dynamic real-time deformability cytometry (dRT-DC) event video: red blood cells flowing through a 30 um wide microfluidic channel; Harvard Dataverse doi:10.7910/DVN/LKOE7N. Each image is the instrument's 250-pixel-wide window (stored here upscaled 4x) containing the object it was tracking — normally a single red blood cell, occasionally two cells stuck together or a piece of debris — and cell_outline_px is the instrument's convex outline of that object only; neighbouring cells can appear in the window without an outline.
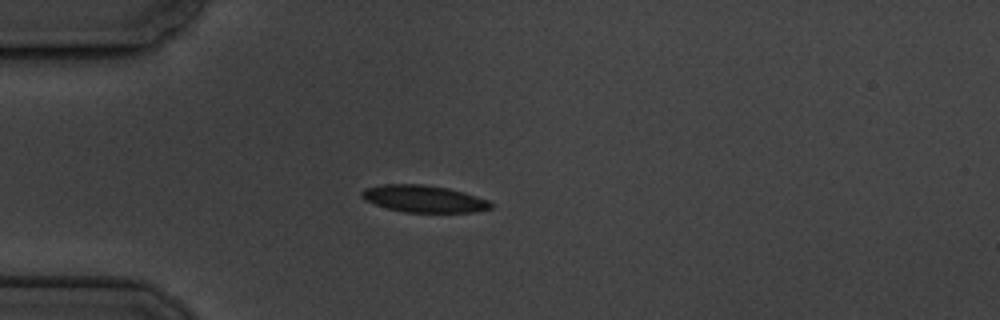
{"species": "common noctule bat (a hibernating species)", "species_latin": "Nyctalus noctula", "temperature_condition": "cold", "stored_images_in_passage": 9, "camera_frame_rate_fps": 3000, "um_per_image_px": 0.085, "animal": {"sex": "male", "body_mass_g": 19.5, "forearm_length_mm": 54.6}, "frame": {"image": 1, "passage_image": 4, "time_ms": 3.667, "image_size_px": [1000, 320], "cell_outline_px": [[492, 208], [476, 212], [404, 212], [388, 208], [364, 200], [360, 196], [360, 192], [364, 188], [380, 184], [424, 184], [448, 188], [464, 192], [488, 200], [492, 204]], "centroid_in_image_um": [36.0, 16.89], "position_along_channel_um": 49.0, "area_um2": 20.4}}
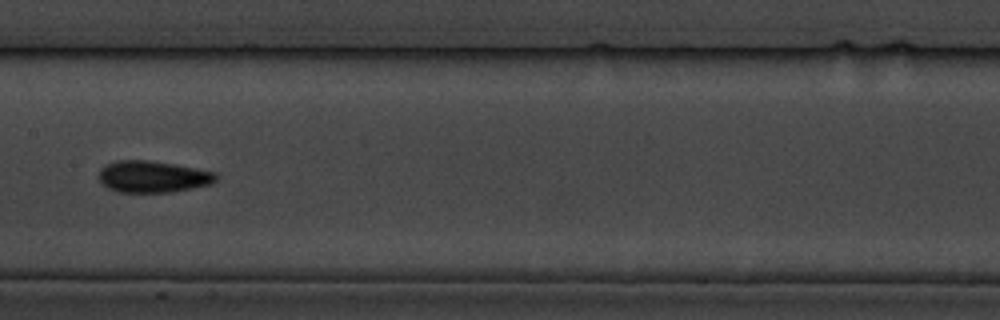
{"frame": {"image": 2, "passage_image": 8, "time_ms": 8.333, "image_size_px": [1000, 320], "cell_outline_px": [[220, 176], [212, 184], [172, 192], [120, 192], [108, 188], [96, 176], [100, 168], [104, 164], [116, 160], [148, 160], [176, 164], [216, 172]], "centroid_in_image_um": [12.99, 15.0], "position_along_channel_um": 194.4, "area_um2": 21.96}}
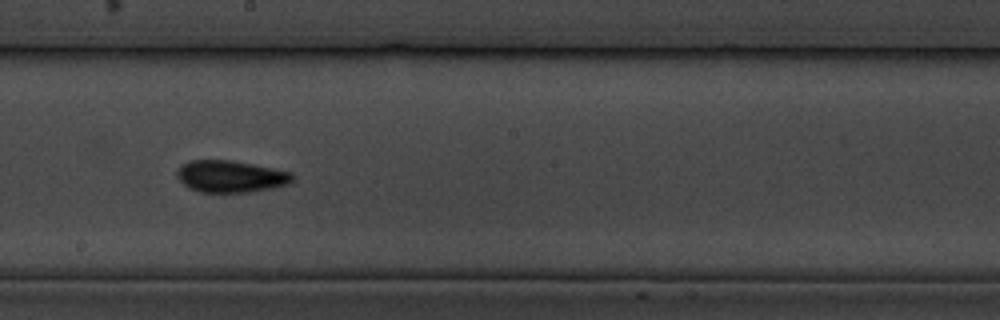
{"frame": {"image": 3, "passage_image": 9, "time_ms": 9.333, "image_size_px": [1000, 320], "cell_outline_px": [[292, 180], [288, 184], [272, 188], [248, 192], [200, 192], [188, 188], [176, 176], [176, 172], [180, 164], [192, 160], [232, 160], [292, 172]], "centroid_in_image_um": [19.56, 14.99], "position_along_channel_um": 228.6, "area_um2": 21.44}}